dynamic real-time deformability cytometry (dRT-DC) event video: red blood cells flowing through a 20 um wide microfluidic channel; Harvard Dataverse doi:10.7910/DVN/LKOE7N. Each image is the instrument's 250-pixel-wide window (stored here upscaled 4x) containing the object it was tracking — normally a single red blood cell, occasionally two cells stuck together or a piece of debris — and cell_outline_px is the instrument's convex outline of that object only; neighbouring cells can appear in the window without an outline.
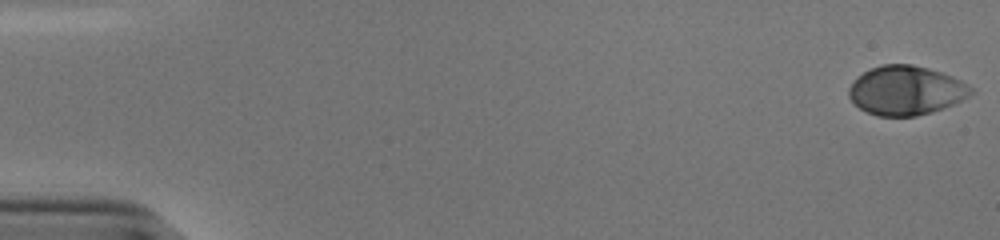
{"species": "human", "species_latin": "Homo sapiens", "temperature_condition": "cold", "stored_images_in_passage": 54, "camera_frame_rate_fps": 3000, "um_per_image_px": 0.085, "donor": {"sex": "male"}, "frame": {"image": 1, "passage_image": 1, "time_ms": 0.0, "image_size_px": [1000, 240], "cell_outline_px": [[976, 92], [952, 104], [932, 112], [916, 116], [876, 116], [860, 108], [848, 96], [848, 88], [856, 76], [880, 64], [912, 64], [928, 68], [952, 76], [960, 80], [972, 88]], "centroid_in_image_um": [76.98, 7.68], "position_along_channel_um": 8.0, "area_um2": 34.91}}
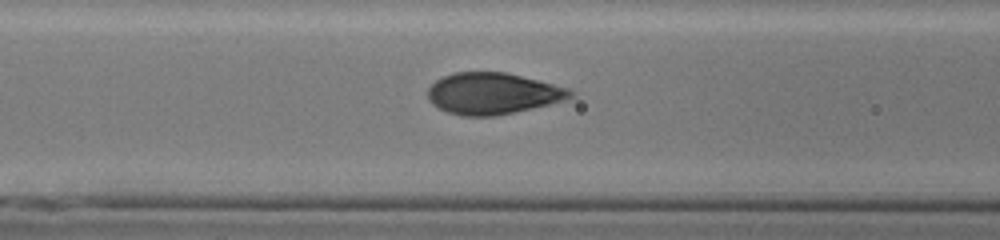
{"frame": {"image": 2, "passage_image": 23, "time_ms": 7.333, "image_size_px": [1000, 240], "cell_outline_px": [[576, 96], [564, 100], [548, 104], [496, 116], [460, 116], [448, 112], [432, 104], [428, 100], [428, 88], [436, 80], [444, 76], [456, 72], [504, 72], [568, 88], [576, 92]], "centroid_in_image_um": [41.87, 7.95], "position_along_channel_um": 124.7, "area_um2": 34.16}}
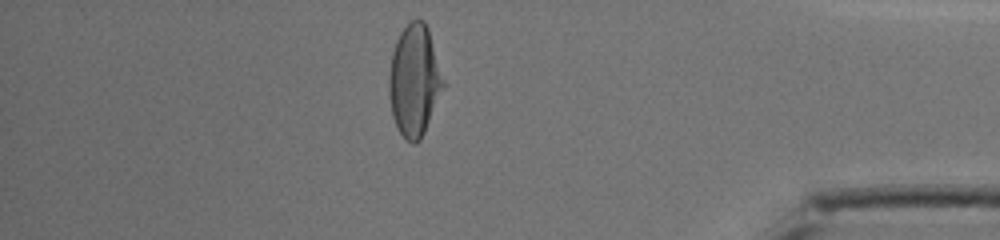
{"frame": {"image": 3, "passage_image": 47, "time_ms": 15.333, "image_size_px": [1000, 240], "cell_outline_px": [[444, 84], [424, 132], [420, 140], [416, 144], [412, 144], [400, 132], [392, 116], [388, 92], [388, 76], [392, 52], [396, 40], [400, 32], [416, 16], [424, 20], [428, 28], [444, 80]], "centroid_in_image_um": [35.19, 6.81], "position_along_channel_um": 400.0, "area_um2": 34.97}, "authors_computed_cell_mechanics": {"area_um2": 34.969, "velocity_mm_per_s": 3.848, "shape_relaxation_time_tau1_ms": 3.8318, "shape_relaxation_time_tau2_ms": null, "deformation_change_tau1": 0.2025, "deformation_change_tau2": null}}